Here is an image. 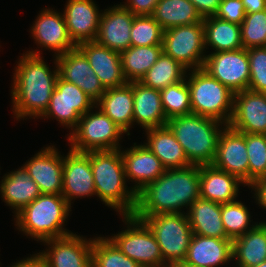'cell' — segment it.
Here are the masks:
<instances>
[{
  "label": "cell",
  "instance_id": "obj_1",
  "mask_svg": "<svg viewBox=\"0 0 266 267\" xmlns=\"http://www.w3.org/2000/svg\"><path fill=\"white\" fill-rule=\"evenodd\" d=\"M40 50H28L16 64L12 83V109L18 120L37 118L46 111L59 77L55 57L54 71L43 60ZM56 68V69H55Z\"/></svg>",
  "mask_w": 266,
  "mask_h": 267
},
{
  "label": "cell",
  "instance_id": "obj_2",
  "mask_svg": "<svg viewBox=\"0 0 266 267\" xmlns=\"http://www.w3.org/2000/svg\"><path fill=\"white\" fill-rule=\"evenodd\" d=\"M200 166L166 170L137 193L133 216L185 213L200 197ZM183 210V211H182Z\"/></svg>",
  "mask_w": 266,
  "mask_h": 267
},
{
  "label": "cell",
  "instance_id": "obj_3",
  "mask_svg": "<svg viewBox=\"0 0 266 267\" xmlns=\"http://www.w3.org/2000/svg\"><path fill=\"white\" fill-rule=\"evenodd\" d=\"M96 196L121 216L132 215L137 194L126 184L121 149L90 151Z\"/></svg>",
  "mask_w": 266,
  "mask_h": 267
},
{
  "label": "cell",
  "instance_id": "obj_4",
  "mask_svg": "<svg viewBox=\"0 0 266 267\" xmlns=\"http://www.w3.org/2000/svg\"><path fill=\"white\" fill-rule=\"evenodd\" d=\"M71 207L63 195L41 194L15 215L16 229L40 242L72 234L63 228Z\"/></svg>",
  "mask_w": 266,
  "mask_h": 267
},
{
  "label": "cell",
  "instance_id": "obj_5",
  "mask_svg": "<svg viewBox=\"0 0 266 267\" xmlns=\"http://www.w3.org/2000/svg\"><path fill=\"white\" fill-rule=\"evenodd\" d=\"M167 126L183 148L188 161L200 166L214 161L219 137L227 125L209 117L189 114L168 119Z\"/></svg>",
  "mask_w": 266,
  "mask_h": 267
},
{
  "label": "cell",
  "instance_id": "obj_6",
  "mask_svg": "<svg viewBox=\"0 0 266 267\" xmlns=\"http://www.w3.org/2000/svg\"><path fill=\"white\" fill-rule=\"evenodd\" d=\"M189 71L185 78L190 90L192 114L228 125L233 113L235 93L202 68Z\"/></svg>",
  "mask_w": 266,
  "mask_h": 267
},
{
  "label": "cell",
  "instance_id": "obj_7",
  "mask_svg": "<svg viewBox=\"0 0 266 267\" xmlns=\"http://www.w3.org/2000/svg\"><path fill=\"white\" fill-rule=\"evenodd\" d=\"M134 217L142 220L152 231L168 267H175L185 261L193 235L186 213Z\"/></svg>",
  "mask_w": 266,
  "mask_h": 267
},
{
  "label": "cell",
  "instance_id": "obj_8",
  "mask_svg": "<svg viewBox=\"0 0 266 267\" xmlns=\"http://www.w3.org/2000/svg\"><path fill=\"white\" fill-rule=\"evenodd\" d=\"M89 110L81 116L77 126L68 134L70 149L78 152L120 149L119 141L126 134L105 113Z\"/></svg>",
  "mask_w": 266,
  "mask_h": 267
},
{
  "label": "cell",
  "instance_id": "obj_9",
  "mask_svg": "<svg viewBox=\"0 0 266 267\" xmlns=\"http://www.w3.org/2000/svg\"><path fill=\"white\" fill-rule=\"evenodd\" d=\"M122 221L127 229L108 237L117 248L141 267H168L149 227L133 215L122 216Z\"/></svg>",
  "mask_w": 266,
  "mask_h": 267
},
{
  "label": "cell",
  "instance_id": "obj_10",
  "mask_svg": "<svg viewBox=\"0 0 266 267\" xmlns=\"http://www.w3.org/2000/svg\"><path fill=\"white\" fill-rule=\"evenodd\" d=\"M205 49L203 22L172 27L163 33V53L179 62L188 71L203 67Z\"/></svg>",
  "mask_w": 266,
  "mask_h": 267
},
{
  "label": "cell",
  "instance_id": "obj_11",
  "mask_svg": "<svg viewBox=\"0 0 266 267\" xmlns=\"http://www.w3.org/2000/svg\"><path fill=\"white\" fill-rule=\"evenodd\" d=\"M95 102L77 85L67 82L60 76L56 88L52 93L46 111L40 116L42 119H57L61 126L72 131L81 116L95 108Z\"/></svg>",
  "mask_w": 266,
  "mask_h": 267
},
{
  "label": "cell",
  "instance_id": "obj_12",
  "mask_svg": "<svg viewBox=\"0 0 266 267\" xmlns=\"http://www.w3.org/2000/svg\"><path fill=\"white\" fill-rule=\"evenodd\" d=\"M202 69L234 93L248 89L250 63L245 48L208 54Z\"/></svg>",
  "mask_w": 266,
  "mask_h": 267
},
{
  "label": "cell",
  "instance_id": "obj_13",
  "mask_svg": "<svg viewBox=\"0 0 266 267\" xmlns=\"http://www.w3.org/2000/svg\"><path fill=\"white\" fill-rule=\"evenodd\" d=\"M92 241L72 233L42 242L49 248L40 253L46 267H92Z\"/></svg>",
  "mask_w": 266,
  "mask_h": 267
},
{
  "label": "cell",
  "instance_id": "obj_14",
  "mask_svg": "<svg viewBox=\"0 0 266 267\" xmlns=\"http://www.w3.org/2000/svg\"><path fill=\"white\" fill-rule=\"evenodd\" d=\"M64 156L61 195L71 206L73 199L96 195V189L90 163V152H78L70 149Z\"/></svg>",
  "mask_w": 266,
  "mask_h": 267
},
{
  "label": "cell",
  "instance_id": "obj_15",
  "mask_svg": "<svg viewBox=\"0 0 266 267\" xmlns=\"http://www.w3.org/2000/svg\"><path fill=\"white\" fill-rule=\"evenodd\" d=\"M228 126L240 133L266 134V93L248 89L235 93Z\"/></svg>",
  "mask_w": 266,
  "mask_h": 267
},
{
  "label": "cell",
  "instance_id": "obj_16",
  "mask_svg": "<svg viewBox=\"0 0 266 267\" xmlns=\"http://www.w3.org/2000/svg\"><path fill=\"white\" fill-rule=\"evenodd\" d=\"M30 28L35 44L54 51L56 57L77 47L68 33L63 14L52 8L41 10Z\"/></svg>",
  "mask_w": 266,
  "mask_h": 267
},
{
  "label": "cell",
  "instance_id": "obj_17",
  "mask_svg": "<svg viewBox=\"0 0 266 267\" xmlns=\"http://www.w3.org/2000/svg\"><path fill=\"white\" fill-rule=\"evenodd\" d=\"M245 133L233 130L228 125L223 129L212 165L236 176L248 186V154Z\"/></svg>",
  "mask_w": 266,
  "mask_h": 267
},
{
  "label": "cell",
  "instance_id": "obj_18",
  "mask_svg": "<svg viewBox=\"0 0 266 267\" xmlns=\"http://www.w3.org/2000/svg\"><path fill=\"white\" fill-rule=\"evenodd\" d=\"M56 60L59 76L62 79L77 85L95 103L102 97L106 89L78 47L57 56Z\"/></svg>",
  "mask_w": 266,
  "mask_h": 267
},
{
  "label": "cell",
  "instance_id": "obj_19",
  "mask_svg": "<svg viewBox=\"0 0 266 267\" xmlns=\"http://www.w3.org/2000/svg\"><path fill=\"white\" fill-rule=\"evenodd\" d=\"M22 166L42 194H62L63 156L55 146L42 148Z\"/></svg>",
  "mask_w": 266,
  "mask_h": 267
},
{
  "label": "cell",
  "instance_id": "obj_20",
  "mask_svg": "<svg viewBox=\"0 0 266 267\" xmlns=\"http://www.w3.org/2000/svg\"><path fill=\"white\" fill-rule=\"evenodd\" d=\"M135 15L121 3L102 11L98 34L95 39L100 45L121 52L131 47V28Z\"/></svg>",
  "mask_w": 266,
  "mask_h": 267
},
{
  "label": "cell",
  "instance_id": "obj_21",
  "mask_svg": "<svg viewBox=\"0 0 266 267\" xmlns=\"http://www.w3.org/2000/svg\"><path fill=\"white\" fill-rule=\"evenodd\" d=\"M134 146V147H133ZM121 151L126 180L135 182L132 189L137 194L147 184L154 182L166 169L158 157L145 145L139 144Z\"/></svg>",
  "mask_w": 266,
  "mask_h": 267
},
{
  "label": "cell",
  "instance_id": "obj_22",
  "mask_svg": "<svg viewBox=\"0 0 266 267\" xmlns=\"http://www.w3.org/2000/svg\"><path fill=\"white\" fill-rule=\"evenodd\" d=\"M63 16L73 43L95 41L101 13L93 0H68Z\"/></svg>",
  "mask_w": 266,
  "mask_h": 267
},
{
  "label": "cell",
  "instance_id": "obj_23",
  "mask_svg": "<svg viewBox=\"0 0 266 267\" xmlns=\"http://www.w3.org/2000/svg\"><path fill=\"white\" fill-rule=\"evenodd\" d=\"M77 47L84 53L105 89L123 86L127 83L122 72L119 52L100 45L96 41L84 42Z\"/></svg>",
  "mask_w": 266,
  "mask_h": 267
},
{
  "label": "cell",
  "instance_id": "obj_24",
  "mask_svg": "<svg viewBox=\"0 0 266 267\" xmlns=\"http://www.w3.org/2000/svg\"><path fill=\"white\" fill-rule=\"evenodd\" d=\"M233 261L232 240L193 234L183 262L192 267H218Z\"/></svg>",
  "mask_w": 266,
  "mask_h": 267
},
{
  "label": "cell",
  "instance_id": "obj_25",
  "mask_svg": "<svg viewBox=\"0 0 266 267\" xmlns=\"http://www.w3.org/2000/svg\"><path fill=\"white\" fill-rule=\"evenodd\" d=\"M244 185L236 176L214 165H200V197L219 204L236 201L239 187Z\"/></svg>",
  "mask_w": 266,
  "mask_h": 267
},
{
  "label": "cell",
  "instance_id": "obj_26",
  "mask_svg": "<svg viewBox=\"0 0 266 267\" xmlns=\"http://www.w3.org/2000/svg\"><path fill=\"white\" fill-rule=\"evenodd\" d=\"M95 106L105 113L127 135L129 128L133 127V82H127L123 86L108 88Z\"/></svg>",
  "mask_w": 266,
  "mask_h": 267
},
{
  "label": "cell",
  "instance_id": "obj_27",
  "mask_svg": "<svg viewBox=\"0 0 266 267\" xmlns=\"http://www.w3.org/2000/svg\"><path fill=\"white\" fill-rule=\"evenodd\" d=\"M133 123L148 130L167 125L162 108L160 91L147 87L139 81L133 82Z\"/></svg>",
  "mask_w": 266,
  "mask_h": 267
},
{
  "label": "cell",
  "instance_id": "obj_28",
  "mask_svg": "<svg viewBox=\"0 0 266 267\" xmlns=\"http://www.w3.org/2000/svg\"><path fill=\"white\" fill-rule=\"evenodd\" d=\"M0 181V194L3 201L16 215L26 205L42 194L39 186L28 175L24 167L6 173Z\"/></svg>",
  "mask_w": 266,
  "mask_h": 267
},
{
  "label": "cell",
  "instance_id": "obj_29",
  "mask_svg": "<svg viewBox=\"0 0 266 267\" xmlns=\"http://www.w3.org/2000/svg\"><path fill=\"white\" fill-rule=\"evenodd\" d=\"M145 132L147 141L144 144L158 157L166 170L192 165L167 125L148 129Z\"/></svg>",
  "mask_w": 266,
  "mask_h": 267
},
{
  "label": "cell",
  "instance_id": "obj_30",
  "mask_svg": "<svg viewBox=\"0 0 266 267\" xmlns=\"http://www.w3.org/2000/svg\"><path fill=\"white\" fill-rule=\"evenodd\" d=\"M186 214L193 234L229 238L221 219V204L199 197L190 205Z\"/></svg>",
  "mask_w": 266,
  "mask_h": 267
},
{
  "label": "cell",
  "instance_id": "obj_31",
  "mask_svg": "<svg viewBox=\"0 0 266 267\" xmlns=\"http://www.w3.org/2000/svg\"><path fill=\"white\" fill-rule=\"evenodd\" d=\"M232 255L237 267H255L266 261V221L233 239Z\"/></svg>",
  "mask_w": 266,
  "mask_h": 267
},
{
  "label": "cell",
  "instance_id": "obj_32",
  "mask_svg": "<svg viewBox=\"0 0 266 267\" xmlns=\"http://www.w3.org/2000/svg\"><path fill=\"white\" fill-rule=\"evenodd\" d=\"M203 26L205 48L214 50L210 53L243 48L240 25L209 16L203 18Z\"/></svg>",
  "mask_w": 266,
  "mask_h": 267
},
{
  "label": "cell",
  "instance_id": "obj_33",
  "mask_svg": "<svg viewBox=\"0 0 266 267\" xmlns=\"http://www.w3.org/2000/svg\"><path fill=\"white\" fill-rule=\"evenodd\" d=\"M151 16L164 31L176 26L203 22L190 0H159Z\"/></svg>",
  "mask_w": 266,
  "mask_h": 267
},
{
  "label": "cell",
  "instance_id": "obj_34",
  "mask_svg": "<svg viewBox=\"0 0 266 267\" xmlns=\"http://www.w3.org/2000/svg\"><path fill=\"white\" fill-rule=\"evenodd\" d=\"M162 52V45L131 46L121 51V66L126 81H140Z\"/></svg>",
  "mask_w": 266,
  "mask_h": 267
},
{
  "label": "cell",
  "instance_id": "obj_35",
  "mask_svg": "<svg viewBox=\"0 0 266 267\" xmlns=\"http://www.w3.org/2000/svg\"><path fill=\"white\" fill-rule=\"evenodd\" d=\"M187 72L188 70L179 62L162 52L157 62L145 73L139 82L147 87L161 91L167 86L184 80Z\"/></svg>",
  "mask_w": 266,
  "mask_h": 267
},
{
  "label": "cell",
  "instance_id": "obj_36",
  "mask_svg": "<svg viewBox=\"0 0 266 267\" xmlns=\"http://www.w3.org/2000/svg\"><path fill=\"white\" fill-rule=\"evenodd\" d=\"M91 257L92 267H141L123 254L107 236L93 238Z\"/></svg>",
  "mask_w": 266,
  "mask_h": 267
},
{
  "label": "cell",
  "instance_id": "obj_37",
  "mask_svg": "<svg viewBox=\"0 0 266 267\" xmlns=\"http://www.w3.org/2000/svg\"><path fill=\"white\" fill-rule=\"evenodd\" d=\"M221 219L226 235L231 240L244 235L258 224H250L253 220L249 209L239 200L221 204Z\"/></svg>",
  "mask_w": 266,
  "mask_h": 267
},
{
  "label": "cell",
  "instance_id": "obj_38",
  "mask_svg": "<svg viewBox=\"0 0 266 267\" xmlns=\"http://www.w3.org/2000/svg\"><path fill=\"white\" fill-rule=\"evenodd\" d=\"M160 96L167 119L192 114L190 90L186 78L161 90Z\"/></svg>",
  "mask_w": 266,
  "mask_h": 267
},
{
  "label": "cell",
  "instance_id": "obj_39",
  "mask_svg": "<svg viewBox=\"0 0 266 267\" xmlns=\"http://www.w3.org/2000/svg\"><path fill=\"white\" fill-rule=\"evenodd\" d=\"M248 154V186L266 177V134H245Z\"/></svg>",
  "mask_w": 266,
  "mask_h": 267
},
{
  "label": "cell",
  "instance_id": "obj_40",
  "mask_svg": "<svg viewBox=\"0 0 266 267\" xmlns=\"http://www.w3.org/2000/svg\"><path fill=\"white\" fill-rule=\"evenodd\" d=\"M164 30L151 15L135 16L130 32L131 46L162 45Z\"/></svg>",
  "mask_w": 266,
  "mask_h": 267
},
{
  "label": "cell",
  "instance_id": "obj_41",
  "mask_svg": "<svg viewBox=\"0 0 266 267\" xmlns=\"http://www.w3.org/2000/svg\"><path fill=\"white\" fill-rule=\"evenodd\" d=\"M240 27L243 48L266 47V9L246 14Z\"/></svg>",
  "mask_w": 266,
  "mask_h": 267
},
{
  "label": "cell",
  "instance_id": "obj_42",
  "mask_svg": "<svg viewBox=\"0 0 266 267\" xmlns=\"http://www.w3.org/2000/svg\"><path fill=\"white\" fill-rule=\"evenodd\" d=\"M250 63V80L248 90L266 93V47L247 49Z\"/></svg>",
  "mask_w": 266,
  "mask_h": 267
},
{
  "label": "cell",
  "instance_id": "obj_43",
  "mask_svg": "<svg viewBox=\"0 0 266 267\" xmlns=\"http://www.w3.org/2000/svg\"><path fill=\"white\" fill-rule=\"evenodd\" d=\"M245 15L246 11L242 0H221L218 11L214 16L230 23L241 25Z\"/></svg>",
  "mask_w": 266,
  "mask_h": 267
},
{
  "label": "cell",
  "instance_id": "obj_44",
  "mask_svg": "<svg viewBox=\"0 0 266 267\" xmlns=\"http://www.w3.org/2000/svg\"><path fill=\"white\" fill-rule=\"evenodd\" d=\"M159 0H126L121 4L135 16L152 15Z\"/></svg>",
  "mask_w": 266,
  "mask_h": 267
},
{
  "label": "cell",
  "instance_id": "obj_45",
  "mask_svg": "<svg viewBox=\"0 0 266 267\" xmlns=\"http://www.w3.org/2000/svg\"><path fill=\"white\" fill-rule=\"evenodd\" d=\"M202 18L214 16L221 0H190Z\"/></svg>",
  "mask_w": 266,
  "mask_h": 267
},
{
  "label": "cell",
  "instance_id": "obj_46",
  "mask_svg": "<svg viewBox=\"0 0 266 267\" xmlns=\"http://www.w3.org/2000/svg\"><path fill=\"white\" fill-rule=\"evenodd\" d=\"M254 194L255 201L259 206L266 210V177L254 180L249 186Z\"/></svg>",
  "mask_w": 266,
  "mask_h": 267
},
{
  "label": "cell",
  "instance_id": "obj_47",
  "mask_svg": "<svg viewBox=\"0 0 266 267\" xmlns=\"http://www.w3.org/2000/svg\"><path fill=\"white\" fill-rule=\"evenodd\" d=\"M10 267H46V263L43 255L39 253H35L34 255L23 258L22 260H18L16 263H13Z\"/></svg>",
  "mask_w": 266,
  "mask_h": 267
},
{
  "label": "cell",
  "instance_id": "obj_48",
  "mask_svg": "<svg viewBox=\"0 0 266 267\" xmlns=\"http://www.w3.org/2000/svg\"><path fill=\"white\" fill-rule=\"evenodd\" d=\"M246 14L259 12L266 9V0H242Z\"/></svg>",
  "mask_w": 266,
  "mask_h": 267
},
{
  "label": "cell",
  "instance_id": "obj_49",
  "mask_svg": "<svg viewBox=\"0 0 266 267\" xmlns=\"http://www.w3.org/2000/svg\"><path fill=\"white\" fill-rule=\"evenodd\" d=\"M175 267H192V266L181 263V264L176 265Z\"/></svg>",
  "mask_w": 266,
  "mask_h": 267
},
{
  "label": "cell",
  "instance_id": "obj_50",
  "mask_svg": "<svg viewBox=\"0 0 266 267\" xmlns=\"http://www.w3.org/2000/svg\"><path fill=\"white\" fill-rule=\"evenodd\" d=\"M255 267H266V261H263L262 263H260L258 266Z\"/></svg>",
  "mask_w": 266,
  "mask_h": 267
}]
</instances>
